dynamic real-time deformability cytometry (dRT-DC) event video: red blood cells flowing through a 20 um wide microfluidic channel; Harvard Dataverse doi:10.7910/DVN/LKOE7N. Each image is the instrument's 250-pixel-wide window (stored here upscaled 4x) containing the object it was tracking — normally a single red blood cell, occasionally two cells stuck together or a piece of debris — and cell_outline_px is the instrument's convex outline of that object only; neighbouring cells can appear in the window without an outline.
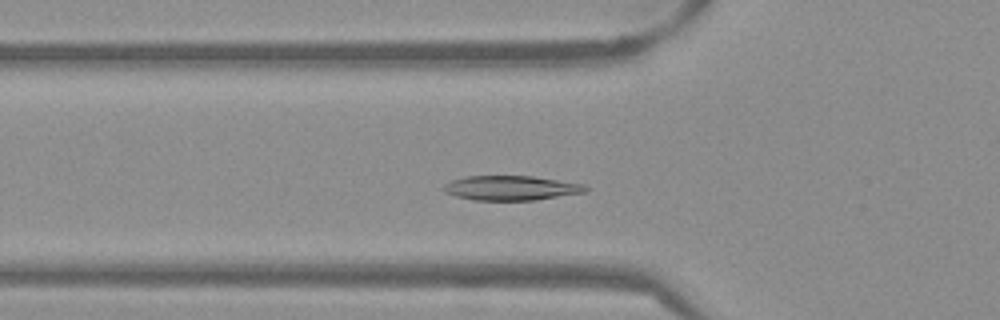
{"species": "Egyptian fruit bat (a non-hibernating species)", "species_latin": "Rousettus aegyptiacus", "temperature_condition": "warm", "stored_images_in_passage": 49, "camera_frame_rate_fps": 3000, "um_per_image_px": 0.085, "frame": {"image": 1, "passage_image": 14, "time_ms": 4.333, "image_size_px": [1000, 320], "cell_outline_px": [[588, 192], [536, 200], [476, 200], [456, 196], [444, 192], [440, 188], [444, 184], [452, 180], [464, 176], [532, 176], [584, 184], [588, 188]], "centroid_in_image_um": [43.43, 15.98], "position_along_channel_um": 82.4, "area_um2": 20.46}}
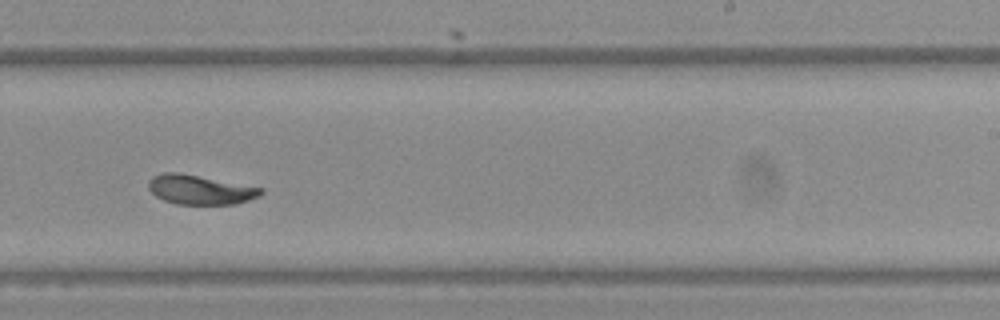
{"frame": {"image": 2, "passage_image": 29, "time_ms": 9.333, "image_size_px": [1000, 320], "cell_outline_px": [[264, 192], [260, 196], [236, 204], [176, 204], [164, 200], [156, 196], [148, 188], [148, 180], [152, 176], [164, 172], [176, 172], [264, 188]], "centroid_in_image_um": [17.0, 16.13], "position_along_channel_um": 272.0, "area_um2": 19.19}}
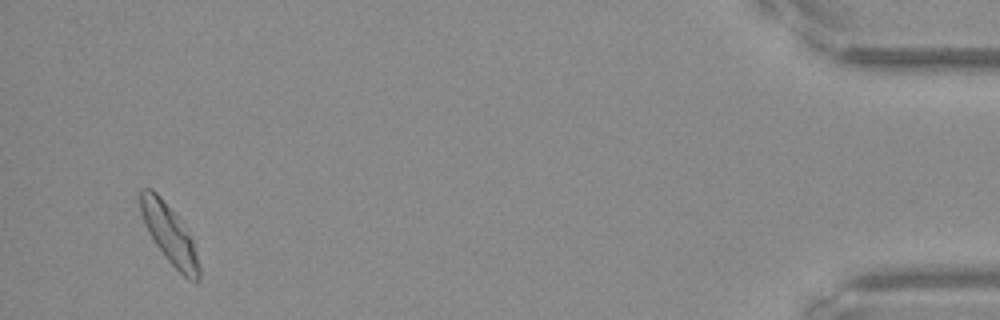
{"frame": {"image": 3, "passage_image": 47, "time_ms": 15.333, "image_size_px": [1000, 320], "cell_outline_px": [[200, 280], [196, 284], [188, 280], [164, 256], [152, 240], [144, 224], [140, 212], [140, 192], [144, 188], [152, 188], [160, 196], [176, 216], [192, 240], [196, 252], [200, 268]], "centroid_in_image_um": [14.39, 19.95], "position_along_channel_um": 420.8, "area_um2": 19.88}, "authors_computed_cell_mechanics": {"area_um2": 20.1722, "velocity_mm_per_s": 3.7809, "shape_relaxation_time_tau1_ms": 2.6103, "shape_relaxation_time_tau2_ms": 1.9648, "deformation_change_tau1": 0.127, "deformation_change_tau2": 0.0681}}